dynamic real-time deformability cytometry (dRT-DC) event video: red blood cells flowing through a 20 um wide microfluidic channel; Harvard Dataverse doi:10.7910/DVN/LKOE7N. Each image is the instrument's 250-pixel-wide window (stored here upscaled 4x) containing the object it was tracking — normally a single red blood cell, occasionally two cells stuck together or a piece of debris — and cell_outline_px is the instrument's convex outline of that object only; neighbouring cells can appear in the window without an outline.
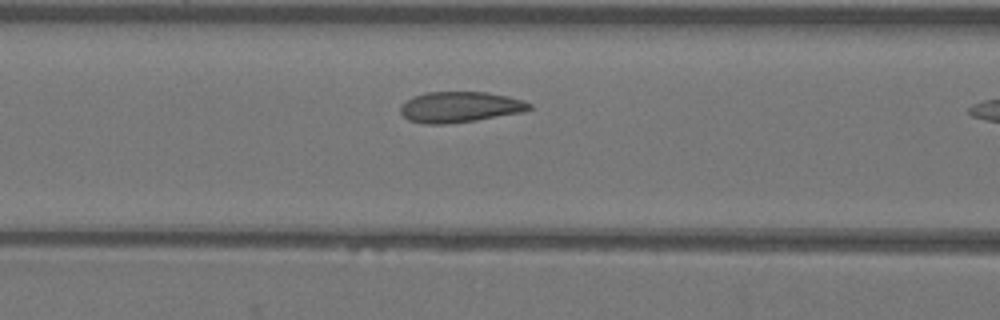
{"species": "Egyptian fruit bat (a non-hibernating species)", "species_latin": "Rousettus aegyptiacus", "temperature_condition": "warm", "stored_images_in_passage": 10, "camera_frame_rate_fps": 3000, "um_per_image_px": 0.085, "animal": {"sex": "female"}, "frame": {"image": 1, "passage_image": 9, "time_ms": 2.667, "image_size_px": [1000, 320], "cell_outline_px": [[532, 108], [524, 112], [476, 120], [448, 124], [424, 124], [408, 120], [400, 112], [400, 104], [412, 96], [428, 92], [488, 92], [508, 96], [524, 100], [532, 104]], "centroid_in_image_um": [39.09, 9.1], "position_along_channel_um": 127.5, "area_um2": 23.35}}